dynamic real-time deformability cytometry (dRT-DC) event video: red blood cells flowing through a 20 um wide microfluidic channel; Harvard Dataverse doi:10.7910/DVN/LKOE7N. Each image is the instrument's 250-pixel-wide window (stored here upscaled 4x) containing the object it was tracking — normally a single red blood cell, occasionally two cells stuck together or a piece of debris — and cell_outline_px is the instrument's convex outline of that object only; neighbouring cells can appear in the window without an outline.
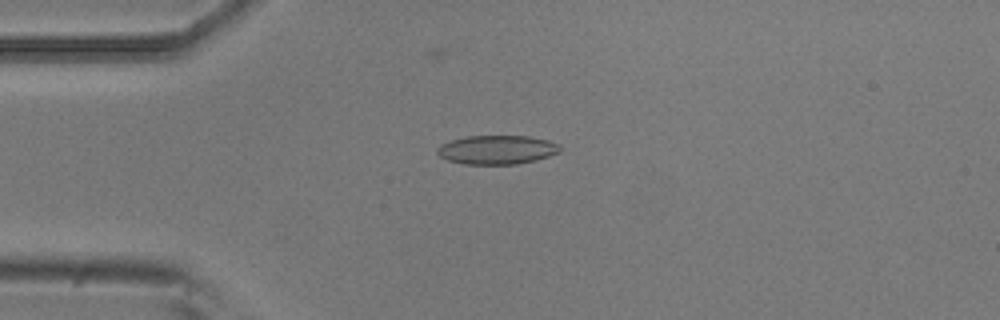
{"species": "common noctule bat (a hibernating species)", "species_latin": "Nyctalus noctula", "temperature_condition": "room temperature", "stored_images_in_passage": 2, "camera_frame_rate_fps": 3000, "um_per_image_px": 0.085, "animal": {"sex": "male", "body_mass_g": 20.5, "forearm_length_mm": 52.5}, "frame": {"image": 1, "passage_image": 2, "time_ms": 0.333, "image_size_px": [1000, 320], "cell_outline_px": [[560, 152], [536, 160], [516, 164], [464, 164], [448, 160], [440, 156], [436, 152], [436, 148], [440, 144], [452, 140], [468, 136], [528, 136], [548, 140], [560, 144]], "centroid_in_image_um": [42.24, 12.73], "position_along_channel_um": 42.8, "area_um2": 20.69}}